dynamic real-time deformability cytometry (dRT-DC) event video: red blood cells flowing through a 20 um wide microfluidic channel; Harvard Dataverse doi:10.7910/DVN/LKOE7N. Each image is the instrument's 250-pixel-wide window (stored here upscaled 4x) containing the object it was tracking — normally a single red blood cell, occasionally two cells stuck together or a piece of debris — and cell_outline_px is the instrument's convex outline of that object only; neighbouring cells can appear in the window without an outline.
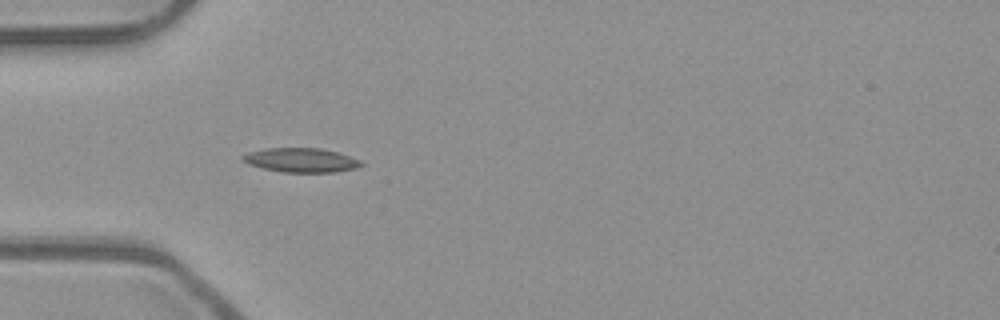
{"species": "common noctule bat (a hibernating species)", "species_latin": "Nyctalus noctula", "temperature_condition": "room temperature", "stored_images_in_passage": 37, "camera_frame_rate_fps": 3000, "um_per_image_px": 0.085, "animal": {"sex": "male", "body_mass_g": 23.1, "forearm_length_mm": 52.7}, "frame": {"image": 1, "passage_image": 1, "time_ms": 0.0, "image_size_px": [1000, 320], "cell_outline_px": [[364, 164], [356, 168], [336, 172], [284, 172], [264, 168], [248, 164], [240, 160], [240, 156], [248, 152], [264, 148], [320, 148], [336, 152], [360, 160]], "centroid_in_image_um": [25.54, 13.61], "position_along_channel_um": 59.5, "area_um2": 16.7}}
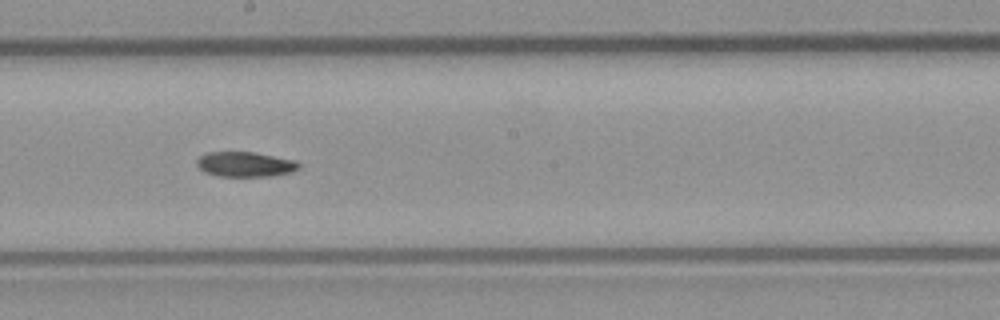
{"frame": {"image": 2, "passage_image": 14, "time_ms": 4.333, "image_size_px": [1000, 320], "cell_outline_px": [[300, 168], [292, 172], [272, 176], [220, 176], [204, 172], [196, 164], [196, 160], [200, 156], [208, 152], [256, 152], [296, 160], [300, 164]], "centroid_in_image_um": [20.87, 13.96], "position_along_channel_um": 227.3, "area_um2": 14.97}}
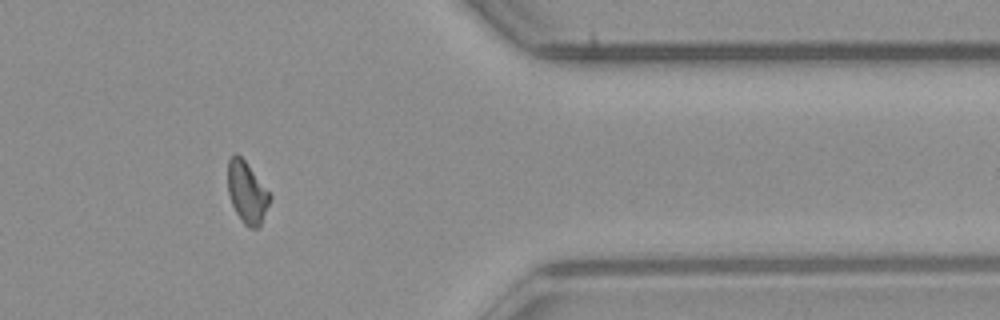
{"frame": {"image": 3, "passage_image": 28, "time_ms": 9.0, "image_size_px": [1000, 320], "cell_outline_px": [[272, 196], [260, 224], [256, 228], [248, 228], [244, 224], [236, 212], [232, 204], [228, 192], [228, 160], [236, 152], [244, 160]], "centroid_in_image_um": [20.98, 16.36], "position_along_channel_um": 390.4, "area_um2": 14.74}}